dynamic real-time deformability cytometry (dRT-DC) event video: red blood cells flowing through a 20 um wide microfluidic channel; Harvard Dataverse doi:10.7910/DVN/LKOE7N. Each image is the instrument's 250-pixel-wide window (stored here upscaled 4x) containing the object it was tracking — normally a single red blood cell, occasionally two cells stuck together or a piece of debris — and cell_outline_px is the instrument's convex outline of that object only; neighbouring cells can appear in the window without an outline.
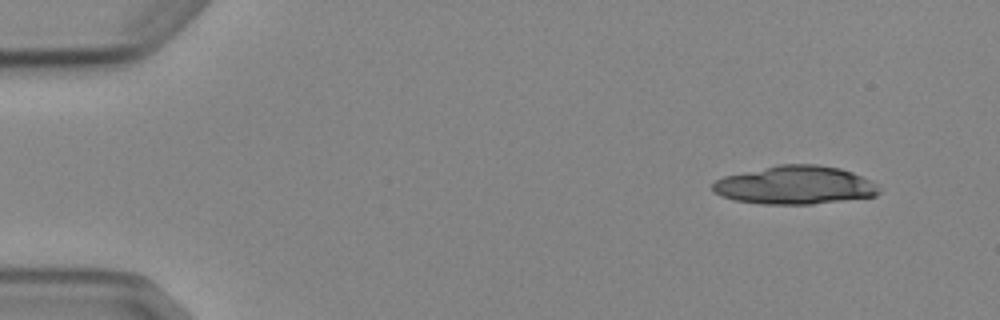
{"species": "Egyptian fruit bat (a non-hibernating species)", "species_latin": "Rousettus aegyptiacus", "temperature_condition": "cold", "stored_images_in_passage": 4, "camera_frame_rate_fps": 3000, "um_per_image_px": 0.085, "animal": {"sex": "female"}, "frame": {"image": 1, "passage_image": 1, "time_ms": 0.0, "image_size_px": [1000, 320], "cell_outline_px": [[880, 192], [876, 196], [812, 204], [764, 204], [736, 200], [720, 196], [712, 192], [712, 184], [716, 180], [724, 176], [780, 164], [816, 164], [840, 168], [852, 172], [876, 184], [880, 188]], "centroid_in_image_um": [67.56, 15.74], "position_along_channel_um": 17.4, "area_um2": 37.05}}